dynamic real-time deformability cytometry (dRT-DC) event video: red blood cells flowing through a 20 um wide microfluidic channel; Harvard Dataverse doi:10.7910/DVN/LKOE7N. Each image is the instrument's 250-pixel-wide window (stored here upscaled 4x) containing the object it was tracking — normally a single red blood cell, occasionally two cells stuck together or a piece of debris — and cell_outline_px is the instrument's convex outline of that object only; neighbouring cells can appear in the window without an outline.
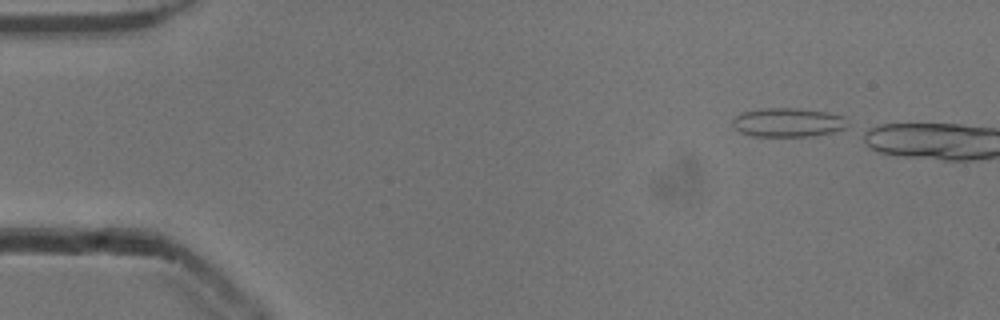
{"species": "common noctule bat (a hibernating species)", "species_latin": "Nyctalus noctula", "temperature_condition": "cold", "stored_images_in_passage": 3, "camera_frame_rate_fps": 3000, "um_per_image_px": 0.085, "animal": {"sex": "male", "body_mass_g": 13.3}, "frame": {"image": 1, "passage_image": 1, "time_ms": 0.0, "image_size_px": [1000, 320], "cell_outline_px": [[844, 128], [832, 132], [808, 136], [752, 136], [740, 132], [732, 124], [732, 120], [740, 112], [760, 108], [792, 108], [828, 112], [840, 116]], "centroid_in_image_um": [66.84, 10.4], "position_along_channel_um": 18.2, "area_um2": 18.96}}